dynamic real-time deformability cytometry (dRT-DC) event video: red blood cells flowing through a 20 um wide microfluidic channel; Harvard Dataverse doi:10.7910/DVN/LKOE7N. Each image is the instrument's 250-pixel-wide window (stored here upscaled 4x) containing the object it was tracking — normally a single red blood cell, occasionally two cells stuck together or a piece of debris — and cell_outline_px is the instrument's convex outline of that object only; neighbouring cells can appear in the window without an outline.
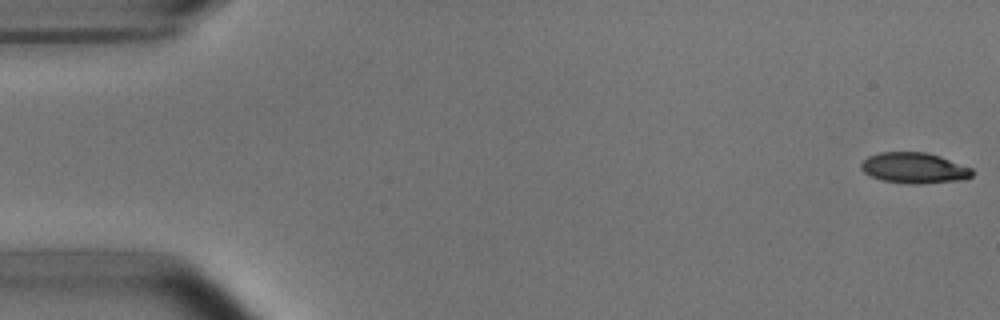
{"species": "common noctule bat (a hibernating species)", "species_latin": "Nyctalus noctula", "temperature_condition": "room temperature", "stored_images_in_passage": 4, "camera_frame_rate_fps": 3000, "um_per_image_px": 0.085, "animal": {"sex": "male", "body_mass_g": 15.6}, "frame": {"image": 1, "passage_image": 1, "time_ms": 0.0, "image_size_px": [1000, 320], "cell_outline_px": [[972, 176], [964, 180], [920, 184], [912, 184], [884, 180], [872, 176], [864, 172], [860, 168], [860, 164], [868, 156], [880, 152], [928, 152], [940, 156], [972, 168]], "centroid_in_image_um": [77.72, 14.27], "position_along_channel_um": 7.3, "area_um2": 19.88}}
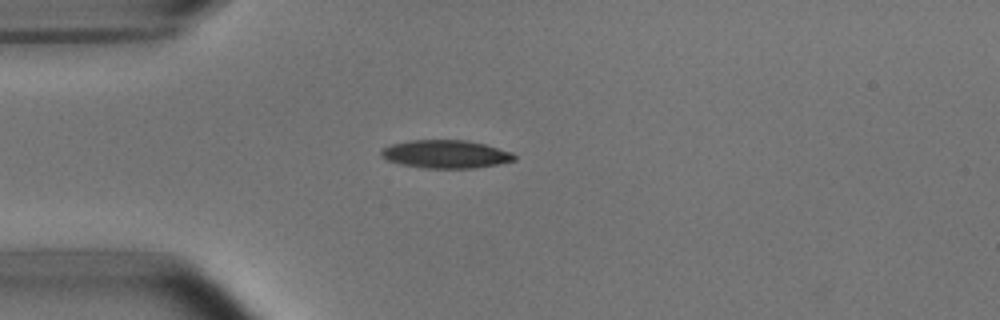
{"frame": {"image": 2, "passage_image": 4, "time_ms": 4.333, "image_size_px": [1000, 320], "cell_outline_px": [[516, 160], [496, 164], [472, 168], [424, 168], [400, 164], [388, 160], [380, 156], [380, 152], [384, 148], [392, 144], [408, 140], [468, 140], [484, 144], [512, 152], [516, 156]], "centroid_in_image_um": [37.88, 13.1], "position_along_channel_um": 47.1, "area_um2": 21.73}}